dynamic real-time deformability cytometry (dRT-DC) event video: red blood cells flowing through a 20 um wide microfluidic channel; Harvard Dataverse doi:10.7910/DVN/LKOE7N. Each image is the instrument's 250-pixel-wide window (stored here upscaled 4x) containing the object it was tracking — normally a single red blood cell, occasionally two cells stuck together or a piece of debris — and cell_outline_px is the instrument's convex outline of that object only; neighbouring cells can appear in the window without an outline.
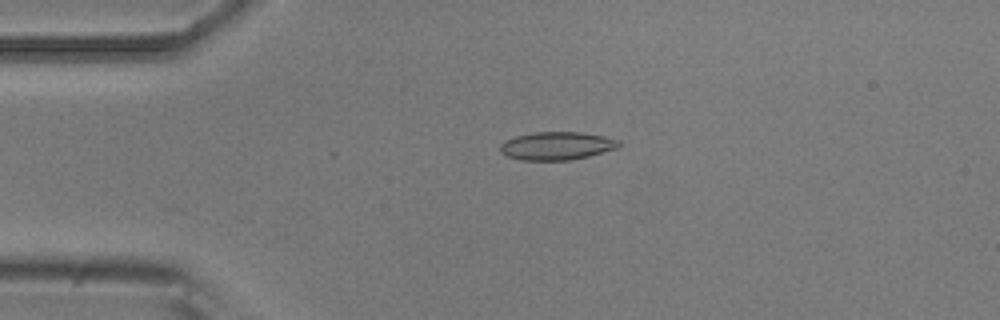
{"species": "common noctule bat (a hibernating species)", "species_latin": "Nyctalus noctula", "temperature_condition": "room temperature", "stored_images_in_passage": 19, "camera_frame_rate_fps": 3000, "um_per_image_px": 0.085, "animal": {"sex": "male", "body_mass_g": 20.5, "forearm_length_mm": 52.5}, "frame": {"image": 1, "passage_image": 12, "time_ms": 3.667, "image_size_px": [1000, 320], "cell_outline_px": [[620, 144], [616, 148], [588, 156], [568, 160], [520, 160], [508, 156], [500, 152], [500, 144], [504, 140], [516, 136], [536, 132], [580, 132], [604, 136], [620, 140]], "centroid_in_image_um": [47.3, 12.39], "position_along_channel_um": 37.7, "area_um2": 19.31}}